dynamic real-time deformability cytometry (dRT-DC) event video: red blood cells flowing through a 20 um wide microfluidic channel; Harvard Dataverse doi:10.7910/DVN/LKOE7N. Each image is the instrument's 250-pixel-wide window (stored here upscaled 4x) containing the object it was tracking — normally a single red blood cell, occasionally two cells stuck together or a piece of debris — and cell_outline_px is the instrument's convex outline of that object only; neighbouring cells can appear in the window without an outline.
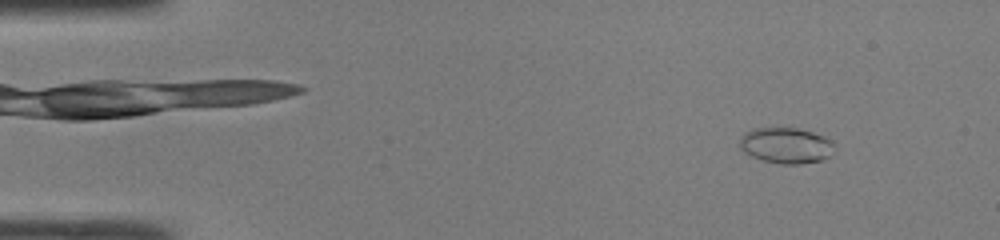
{"species": "common noctule bat (a hibernating species)", "species_latin": "Nyctalus noctula", "temperature_condition": "room temperature", "stored_images_in_passage": 46, "camera_frame_rate_fps": 3000, "um_per_image_px": 0.085, "animal": {"sex": "male", "body_mass_g": 19.0, "forearm_length_mm": 50.8}, "frame": {"image": 1, "passage_image": 4, "time_ms": 1.0, "image_size_px": [1000, 240], "cell_outline_px": [[832, 144], [828, 156], [820, 160], [800, 164], [780, 164], [764, 160], [752, 156], [744, 152], [740, 148], [740, 140], [744, 132], [756, 128], [796, 128], [812, 132], [824, 136]], "centroid_in_image_um": [66.74, 12.36], "position_along_channel_um": 18.3, "area_um2": 19.31}}
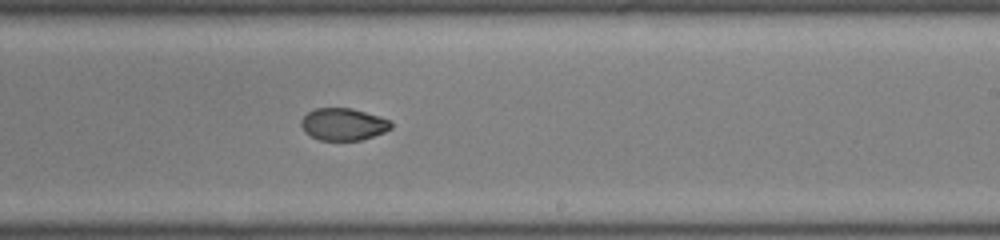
{"frame": {"image": 2, "passage_image": 28, "time_ms": 9.0, "image_size_px": [1000, 240], "cell_outline_px": [[392, 128], [384, 132], [360, 140], [320, 140], [304, 132], [300, 124], [300, 120], [308, 112], [316, 108], [352, 108], [388, 120], [392, 124]], "centroid_in_image_um": [29.14, 10.56], "position_along_channel_um": 259.9, "area_um2": 16.65}}
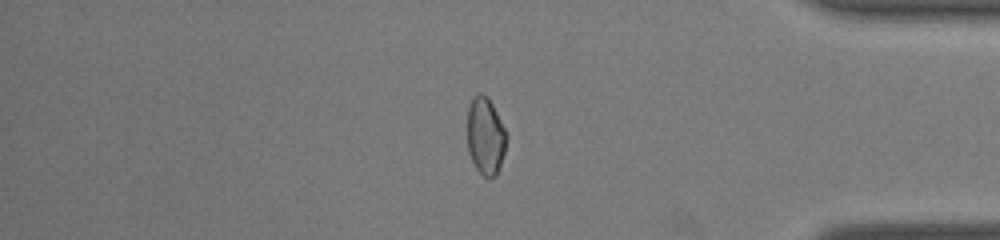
{"frame": {"image": 3, "passage_image": 39, "time_ms": 12.667, "image_size_px": [1000, 240], "cell_outline_px": [[504, 152], [496, 176], [484, 176], [476, 168], [468, 152], [468, 108], [472, 100], [480, 92], [488, 96], [504, 128]], "centroid_in_image_um": [41.23, 11.55], "position_along_channel_um": 394.0, "area_um2": 16.99}, "authors_computed_cell_mechanics": {"area_um2": 17.9469, "velocity_mm_per_s": 4.3095, "shape_relaxation_time_tau1_ms": null, "shape_relaxation_time_tau2_ms": 1.2152, "deformation_change_tau1": null, "deformation_change_tau2": 0.0363}}